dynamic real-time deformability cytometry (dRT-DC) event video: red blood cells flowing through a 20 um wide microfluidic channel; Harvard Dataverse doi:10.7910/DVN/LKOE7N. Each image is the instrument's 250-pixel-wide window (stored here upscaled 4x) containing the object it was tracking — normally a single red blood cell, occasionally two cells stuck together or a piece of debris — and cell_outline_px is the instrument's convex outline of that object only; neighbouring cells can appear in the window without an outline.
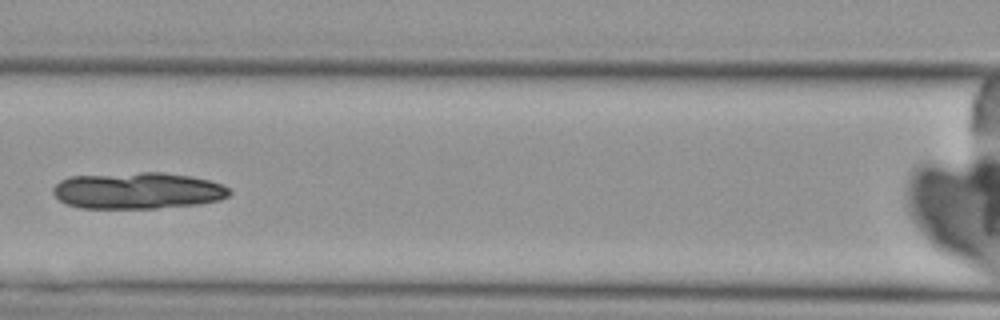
{"species": "Egyptian fruit bat (a non-hibernating species)", "species_latin": "Rousettus aegyptiacus", "temperature_condition": "cold", "stored_images_in_passage": 5, "camera_frame_rate_fps": 3000, "um_per_image_px": 0.085, "animal": {"sex": "female"}, "frame": {"image": 1, "passage_image": 5, "time_ms": 4.667, "image_size_px": [1000, 320], "cell_outline_px": [[232, 192], [228, 196], [220, 200], [200, 204], [156, 208], [80, 208], [68, 204], [60, 200], [52, 192], [52, 188], [60, 180], [68, 176], [140, 172], [160, 172], [192, 176], [208, 180], [220, 184], [228, 188]], "centroid_in_image_um": [11.69, 16.2], "position_along_channel_um": 154.9, "area_um2": 37.69}}